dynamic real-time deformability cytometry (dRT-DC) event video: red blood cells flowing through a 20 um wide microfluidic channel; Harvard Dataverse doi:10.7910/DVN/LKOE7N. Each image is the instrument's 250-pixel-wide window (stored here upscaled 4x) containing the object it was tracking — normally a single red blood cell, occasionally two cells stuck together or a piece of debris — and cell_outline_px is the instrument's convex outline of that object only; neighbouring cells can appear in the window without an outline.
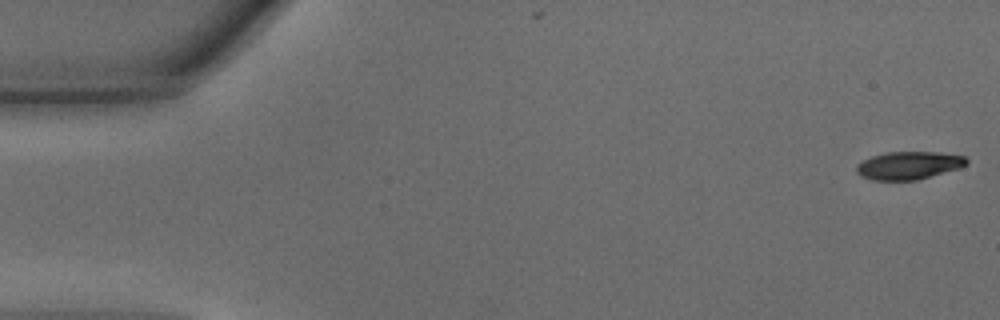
{"species": "common noctule bat (a hibernating species)", "species_latin": "Nyctalus noctula", "temperature_condition": "warm", "stored_images_in_passage": 43, "camera_frame_rate_fps": 3000, "um_per_image_px": 0.085, "animal": {"sex": "male", "body_mass_g": 15.6}, "frame": {"image": 1, "passage_image": 1, "time_ms": 0.0, "image_size_px": [1000, 320], "cell_outline_px": [[968, 164], [960, 168], [916, 180], [872, 180], [860, 176], [856, 172], [856, 168], [864, 160], [872, 156], [888, 152], [940, 152], [964, 156], [968, 160]], "centroid_in_image_um": [77.27, 14.06], "position_along_channel_um": 7.7, "area_um2": 17.8}}
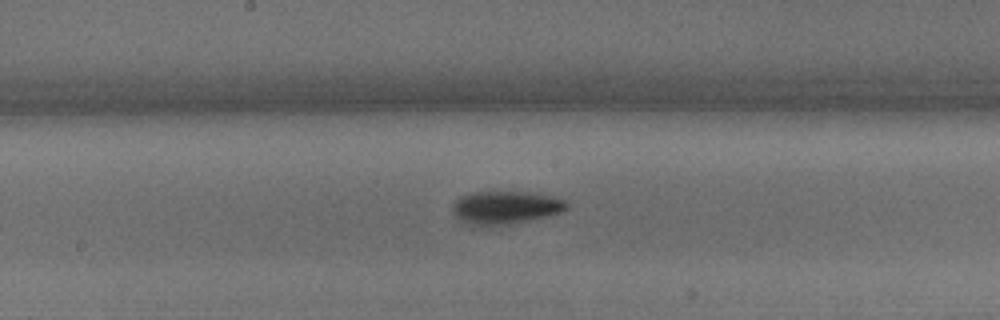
{"frame": {"image": 2, "passage_image": 24, "time_ms": 7.667, "image_size_px": [1000, 320], "cell_outline_px": [[568, 208], [560, 212], [548, 216], [500, 224], [468, 224], [460, 220], [452, 212], [452, 204], [460, 196], [472, 192], [528, 192], [548, 196], [564, 200], [568, 204]], "centroid_in_image_um": [42.92, 17.61], "position_along_channel_um": 205.3, "area_um2": 21.27}}
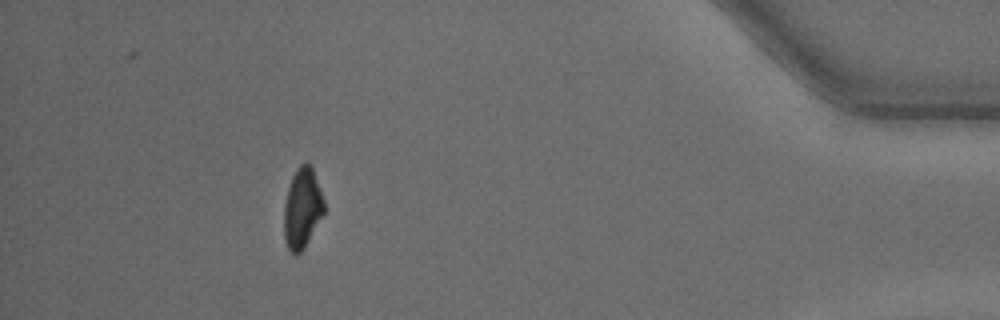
{"frame": {"image": 3, "passage_image": 42, "time_ms": 13.667, "image_size_px": [1000, 320], "cell_outline_px": [[324, 212], [304, 248], [296, 256], [288, 248], [284, 240], [284, 204], [288, 188], [292, 176], [296, 168], [304, 160], [312, 168], [324, 200]], "centroid_in_image_um": [25.67, 17.69], "position_along_channel_um": 409.5, "area_um2": 18.61}}